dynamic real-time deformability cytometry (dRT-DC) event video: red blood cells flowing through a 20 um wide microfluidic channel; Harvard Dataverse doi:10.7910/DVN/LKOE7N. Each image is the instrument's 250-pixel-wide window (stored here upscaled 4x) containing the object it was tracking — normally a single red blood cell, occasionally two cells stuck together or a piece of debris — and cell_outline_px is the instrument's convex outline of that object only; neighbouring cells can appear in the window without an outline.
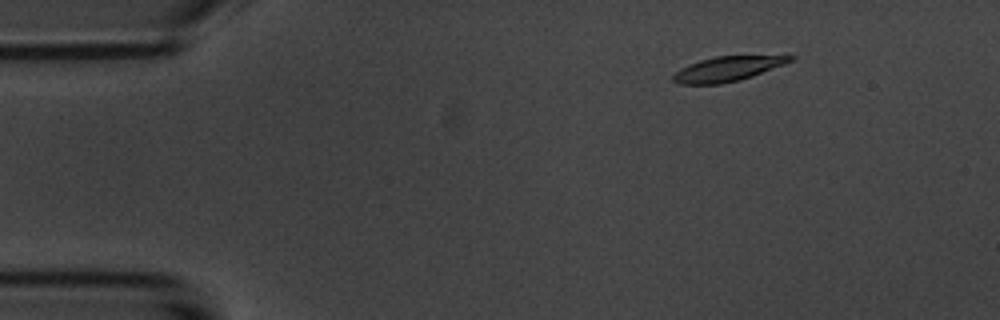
{"species": "common noctule bat (a hibernating species)", "species_latin": "Nyctalus noctula", "temperature_condition": "room temperature", "stored_images_in_passage": 6, "camera_frame_rate_fps": 3000, "um_per_image_px": 0.085, "animal": {"sex": "male", "body_mass_g": 20.1, "forearm_length_mm": 53.5}, "frame": {"image": 1, "passage_image": 3, "time_ms": 2.333, "image_size_px": [1000, 320], "cell_outline_px": [[796, 56], [792, 60], [784, 64], [752, 76], [740, 80], [720, 84], [676, 84], [672, 80], [672, 76], [676, 72], [688, 64], [700, 60], [716, 56]], "centroid_in_image_um": [61.77, 5.87], "position_along_channel_um": 23.2, "area_um2": 16.65}}
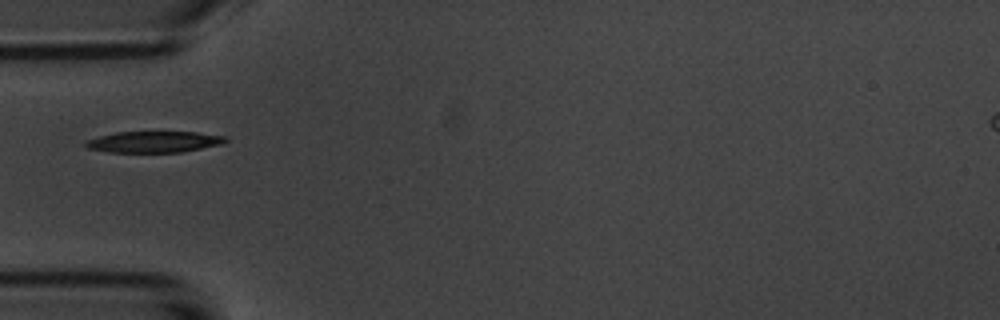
{"frame": {"image": 2, "passage_image": 6, "time_ms": 5.667, "image_size_px": [1000, 320], "cell_outline_px": [[228, 140], [220, 144], [180, 152], [108, 152], [88, 148], [84, 144], [84, 140], [116, 132], [196, 132], [228, 136]], "centroid_in_image_um": [13.06, 12.05], "position_along_channel_um": 71.9, "area_um2": 17.22}}